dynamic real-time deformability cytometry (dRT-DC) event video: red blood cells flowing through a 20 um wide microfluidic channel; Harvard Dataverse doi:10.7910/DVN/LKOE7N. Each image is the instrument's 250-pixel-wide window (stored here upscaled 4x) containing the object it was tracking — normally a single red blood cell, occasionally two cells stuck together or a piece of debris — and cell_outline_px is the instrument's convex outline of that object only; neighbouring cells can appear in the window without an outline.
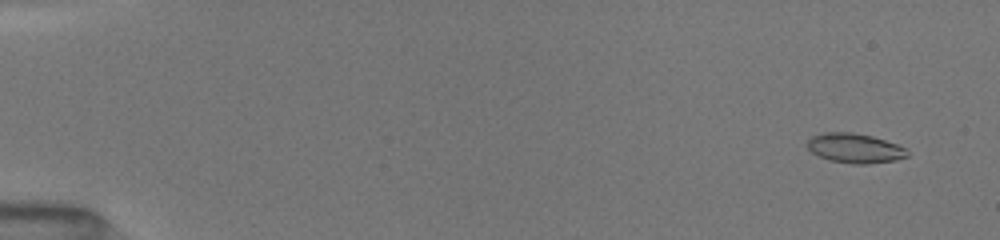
{"species": "common noctule bat (a hibernating species)", "species_latin": "Nyctalus noctula", "temperature_condition": "room temperature", "stored_images_in_passage": 95, "camera_frame_rate_fps": 3000, "um_per_image_px": 0.085, "animal": {"sex": "female", "body_mass_g": 19.5, "forearm_length_mm": 54.1}, "frame": {"image": 1, "passage_image": 8, "time_ms": 1.0, "image_size_px": [1000, 240], "cell_outline_px": [[908, 156], [896, 160], [864, 164], [852, 164], [828, 160], [812, 152], [808, 148], [808, 140], [812, 136], [824, 132], [852, 132], [872, 136], [908, 148]], "centroid_in_image_um": [72.68, 12.6], "position_along_channel_um": 12.3, "area_um2": 17.22}}
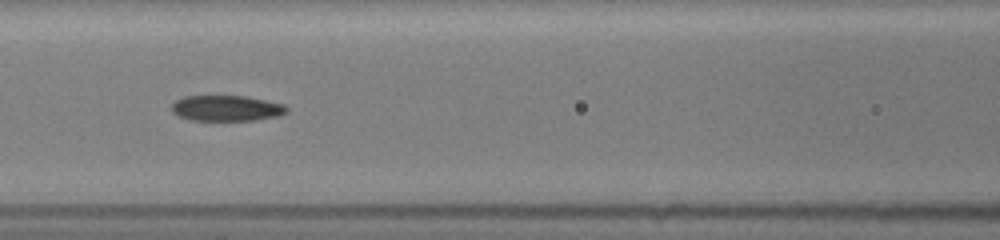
{"frame": {"image": 2, "passage_image": 47, "time_ms": 8.0, "image_size_px": [1000, 240], "cell_outline_px": [[288, 112], [276, 116], [256, 120], [192, 120], [180, 116], [172, 112], [172, 104], [176, 100], [184, 96], [248, 96], [284, 104], [288, 108]], "centroid_in_image_um": [19.27, 9.19], "position_along_channel_um": 147.3, "area_um2": 17.17}}
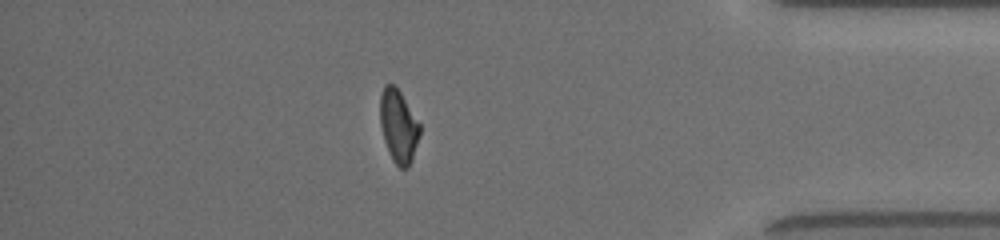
{"frame": {"image": 3, "passage_image": 89, "time_ms": 15.0, "image_size_px": [1000, 240], "cell_outline_px": [[420, 136], [412, 160], [408, 168], [400, 168], [392, 160], [384, 140], [380, 124], [380, 92], [384, 84], [392, 84], [400, 92], [420, 124]], "centroid_in_image_um": [33.86, 10.73], "position_along_channel_um": 401.3, "area_um2": 16.88}, "authors_computed_cell_mechanics": {"area_um2": 17.629, "velocity_mm_per_s": 4.0599, "shape_relaxation_time_tau1_ms": null, "shape_relaxation_time_tau2_ms": 3.5913, "deformation_change_tau1": null, "deformation_change_tau2": 0.1064}}